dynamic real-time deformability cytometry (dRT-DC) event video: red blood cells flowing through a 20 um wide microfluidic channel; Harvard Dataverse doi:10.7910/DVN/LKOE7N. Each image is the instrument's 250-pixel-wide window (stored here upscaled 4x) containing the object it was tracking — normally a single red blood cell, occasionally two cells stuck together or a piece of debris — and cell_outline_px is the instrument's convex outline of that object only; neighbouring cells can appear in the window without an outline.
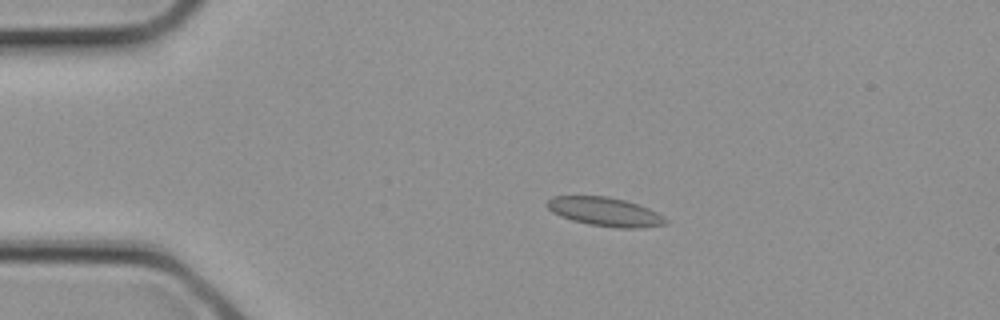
{"species": "common noctule bat (a hibernating species)", "species_latin": "Nyctalus noctula", "temperature_condition": "cold", "stored_images_in_passage": 2, "camera_frame_rate_fps": 3000, "um_per_image_px": 0.085, "animal": {"sex": "female", "body_mass_g": 21.9}, "frame": {"image": 1, "passage_image": 2, "time_ms": 0.333, "image_size_px": [1000, 320], "cell_outline_px": [[668, 224], [640, 228], [616, 228], [588, 224], [572, 220], [560, 216], [552, 212], [544, 204], [552, 196], [608, 196], [624, 200], [648, 208], [664, 216], [668, 220]], "centroid_in_image_um": [51.42, 18.0], "position_along_channel_um": 33.6, "area_um2": 20.0}}